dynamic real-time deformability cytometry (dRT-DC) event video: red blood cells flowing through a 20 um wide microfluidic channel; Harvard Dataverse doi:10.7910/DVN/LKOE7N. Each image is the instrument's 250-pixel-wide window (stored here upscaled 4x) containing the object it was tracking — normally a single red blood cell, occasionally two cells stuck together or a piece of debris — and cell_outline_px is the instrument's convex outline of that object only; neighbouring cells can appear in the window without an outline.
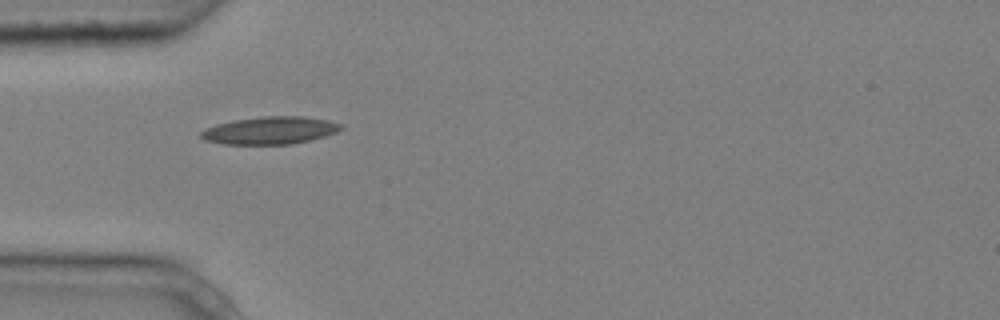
{"species": "common noctule bat (a hibernating species)", "species_latin": "Nyctalus noctula", "temperature_condition": "cold", "stored_images_in_passage": 6, "camera_frame_rate_fps": 3000, "um_per_image_px": 0.085, "animal": {"sex": "male", "body_mass_g": 20.4}, "frame": {"image": 1, "passage_image": 5, "time_ms": 1.333, "image_size_px": [1000, 320], "cell_outline_px": [[344, 128], [336, 132], [312, 140], [292, 144], [224, 144], [204, 140], [200, 136], [200, 132], [204, 128], [216, 124], [232, 120], [264, 116], [304, 116], [328, 120], [344, 124]], "centroid_in_image_um": [22.96, 11.08], "position_along_channel_um": 62.0, "area_um2": 22.72}}
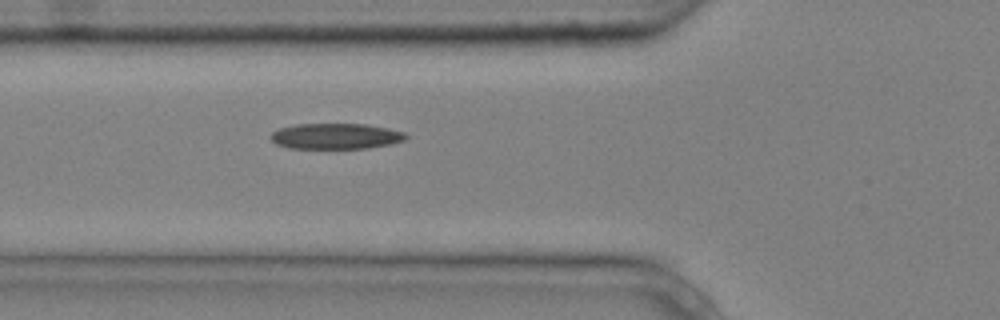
{"frame": {"image": 2, "passage_image": 6, "time_ms": 1.667, "image_size_px": [1000, 320], "cell_outline_px": [[408, 136], [404, 140], [388, 144], [368, 148], [288, 148], [276, 144], [268, 136], [272, 132], [280, 128], [296, 124], [364, 124], [388, 128], [404, 132]], "centroid_in_image_um": [28.5, 11.57], "position_along_channel_um": 97.3, "area_um2": 20.17}}